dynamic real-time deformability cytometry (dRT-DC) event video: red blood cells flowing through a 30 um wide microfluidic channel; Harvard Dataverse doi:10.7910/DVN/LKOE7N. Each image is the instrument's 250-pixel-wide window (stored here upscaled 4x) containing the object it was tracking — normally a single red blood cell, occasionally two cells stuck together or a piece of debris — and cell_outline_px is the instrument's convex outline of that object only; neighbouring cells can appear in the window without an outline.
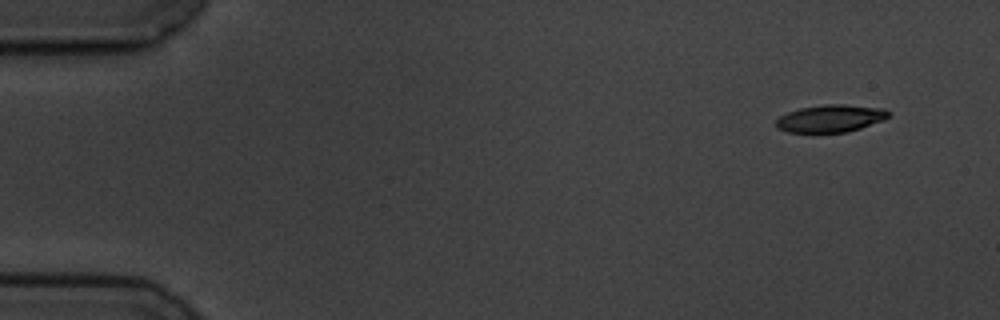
{"species": "common noctule bat (a hibernating species)", "species_latin": "Nyctalus noctula", "temperature_condition": "cold", "stored_images_in_passage": 4, "camera_frame_rate_fps": 3000, "um_per_image_px": 0.085, "animal": {"sex": "male", "body_mass_g": 19.5, "forearm_length_mm": 54.6}, "frame": {"image": 1, "passage_image": 1, "time_ms": 0.0, "image_size_px": [1000, 320], "cell_outline_px": [[892, 116], [884, 120], [848, 132], [788, 132], [776, 128], [776, 120], [780, 116], [788, 112], [800, 108], [824, 104], [844, 104], [884, 108], [892, 112]], "centroid_in_image_um": [70.65, 10.06], "position_along_channel_um": 14.4, "area_um2": 18.15}}
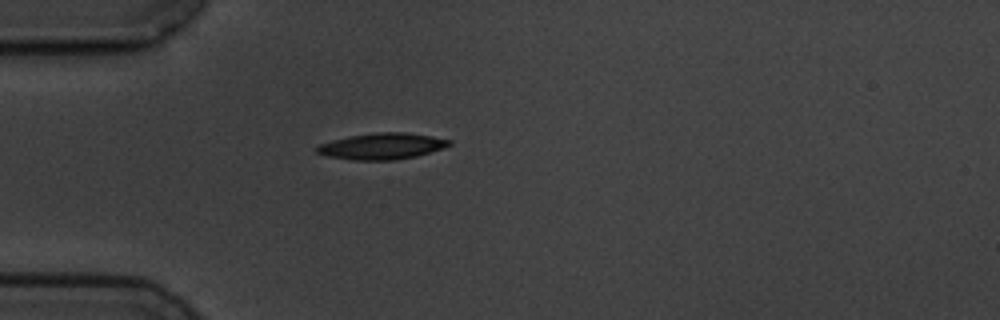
{"frame": {"image": 2, "passage_image": 4, "time_ms": 4.0, "image_size_px": [1000, 320], "cell_outline_px": [[452, 144], [444, 148], [416, 156], [396, 160], [352, 160], [328, 156], [316, 152], [312, 148], [320, 144], [332, 140], [348, 136], [376, 132], [404, 132], [432, 136], [452, 140]], "centroid_in_image_um": [32.46, 12.42], "position_along_channel_um": 52.5, "area_um2": 20.4}}